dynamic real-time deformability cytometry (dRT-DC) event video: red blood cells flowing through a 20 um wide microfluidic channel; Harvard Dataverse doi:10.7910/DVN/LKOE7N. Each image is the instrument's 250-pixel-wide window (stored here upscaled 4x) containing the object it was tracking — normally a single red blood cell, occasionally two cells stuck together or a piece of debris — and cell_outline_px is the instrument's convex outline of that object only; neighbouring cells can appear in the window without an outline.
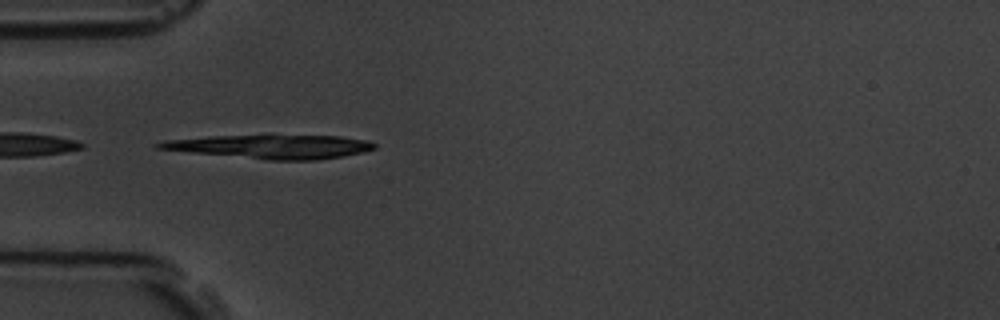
{"species": "common noctule bat (a hibernating species)", "species_latin": "Nyctalus noctula", "temperature_condition": "room temperature", "stored_images_in_passage": 5, "camera_frame_rate_fps": 3000, "um_per_image_px": 0.085, "animal": {"sex": "male", "body_mass_g": 19.5, "forearm_length_mm": 54.6}, "frame": {"image": 1, "passage_image": 4, "time_ms": 3.667, "image_size_px": [1000, 320], "cell_outline_px": [[376, 148], [360, 152], [340, 156], [316, 160], [268, 160], [192, 152], [156, 148], [152, 144], [164, 140], [208, 136], [268, 132], [340, 136], [368, 140], [376, 144]], "centroid_in_image_um": [23.02, 12.4], "position_along_channel_um": 62.0, "area_um2": 31.27}}